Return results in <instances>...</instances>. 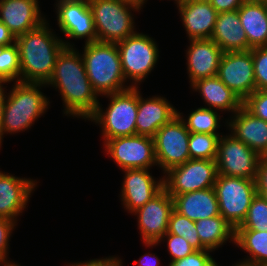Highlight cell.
Here are the masks:
<instances>
[{
    "instance_id": "obj_1",
    "label": "cell",
    "mask_w": 267,
    "mask_h": 266,
    "mask_svg": "<svg viewBox=\"0 0 267 266\" xmlns=\"http://www.w3.org/2000/svg\"><path fill=\"white\" fill-rule=\"evenodd\" d=\"M76 48L64 47L58 54L53 73L46 86L58 88L64 103V114L88 119L99 100L88 79L81 54Z\"/></svg>"
},
{
    "instance_id": "obj_2",
    "label": "cell",
    "mask_w": 267,
    "mask_h": 266,
    "mask_svg": "<svg viewBox=\"0 0 267 266\" xmlns=\"http://www.w3.org/2000/svg\"><path fill=\"white\" fill-rule=\"evenodd\" d=\"M48 21L15 39L20 65L21 82L46 84L52 76L58 54L64 47H74L59 39L49 29Z\"/></svg>"
},
{
    "instance_id": "obj_3",
    "label": "cell",
    "mask_w": 267,
    "mask_h": 266,
    "mask_svg": "<svg viewBox=\"0 0 267 266\" xmlns=\"http://www.w3.org/2000/svg\"><path fill=\"white\" fill-rule=\"evenodd\" d=\"M82 53L88 79L98 96L119 93L131 88V85H124L126 80L116 43H85Z\"/></svg>"
},
{
    "instance_id": "obj_4",
    "label": "cell",
    "mask_w": 267,
    "mask_h": 266,
    "mask_svg": "<svg viewBox=\"0 0 267 266\" xmlns=\"http://www.w3.org/2000/svg\"><path fill=\"white\" fill-rule=\"evenodd\" d=\"M42 83L15 82L6 93L3 109V133L14 134L29 129L48 109L49 100L40 91Z\"/></svg>"
},
{
    "instance_id": "obj_5",
    "label": "cell",
    "mask_w": 267,
    "mask_h": 266,
    "mask_svg": "<svg viewBox=\"0 0 267 266\" xmlns=\"http://www.w3.org/2000/svg\"><path fill=\"white\" fill-rule=\"evenodd\" d=\"M104 96L110 99L106 110L99 103L95 112L87 119L101 125L104 143L108 139L136 135L138 87Z\"/></svg>"
},
{
    "instance_id": "obj_6",
    "label": "cell",
    "mask_w": 267,
    "mask_h": 266,
    "mask_svg": "<svg viewBox=\"0 0 267 266\" xmlns=\"http://www.w3.org/2000/svg\"><path fill=\"white\" fill-rule=\"evenodd\" d=\"M88 2L97 41L118 43L136 33L131 11L139 12L140 8L119 0H88Z\"/></svg>"
},
{
    "instance_id": "obj_7",
    "label": "cell",
    "mask_w": 267,
    "mask_h": 266,
    "mask_svg": "<svg viewBox=\"0 0 267 266\" xmlns=\"http://www.w3.org/2000/svg\"><path fill=\"white\" fill-rule=\"evenodd\" d=\"M220 215L234 228L242 224L257 194L255 180L218 174L214 184Z\"/></svg>"
},
{
    "instance_id": "obj_8",
    "label": "cell",
    "mask_w": 267,
    "mask_h": 266,
    "mask_svg": "<svg viewBox=\"0 0 267 266\" xmlns=\"http://www.w3.org/2000/svg\"><path fill=\"white\" fill-rule=\"evenodd\" d=\"M116 45L125 80H132L131 87L137 88L157 63L159 57L157 43L149 35L136 32Z\"/></svg>"
},
{
    "instance_id": "obj_9",
    "label": "cell",
    "mask_w": 267,
    "mask_h": 266,
    "mask_svg": "<svg viewBox=\"0 0 267 266\" xmlns=\"http://www.w3.org/2000/svg\"><path fill=\"white\" fill-rule=\"evenodd\" d=\"M164 174V189L170 195H180L214 187L218 171L215 160L190 159Z\"/></svg>"
},
{
    "instance_id": "obj_10",
    "label": "cell",
    "mask_w": 267,
    "mask_h": 266,
    "mask_svg": "<svg viewBox=\"0 0 267 266\" xmlns=\"http://www.w3.org/2000/svg\"><path fill=\"white\" fill-rule=\"evenodd\" d=\"M189 137L190 132L179 115L156 132L153 137L155 158L164 173L190 160Z\"/></svg>"
},
{
    "instance_id": "obj_11",
    "label": "cell",
    "mask_w": 267,
    "mask_h": 266,
    "mask_svg": "<svg viewBox=\"0 0 267 266\" xmlns=\"http://www.w3.org/2000/svg\"><path fill=\"white\" fill-rule=\"evenodd\" d=\"M260 157L232 134L221 135L215 159L218 174L255 180Z\"/></svg>"
},
{
    "instance_id": "obj_12",
    "label": "cell",
    "mask_w": 267,
    "mask_h": 266,
    "mask_svg": "<svg viewBox=\"0 0 267 266\" xmlns=\"http://www.w3.org/2000/svg\"><path fill=\"white\" fill-rule=\"evenodd\" d=\"M106 154L120 169H149L157 165L153 137L133 135L108 139Z\"/></svg>"
},
{
    "instance_id": "obj_13",
    "label": "cell",
    "mask_w": 267,
    "mask_h": 266,
    "mask_svg": "<svg viewBox=\"0 0 267 266\" xmlns=\"http://www.w3.org/2000/svg\"><path fill=\"white\" fill-rule=\"evenodd\" d=\"M217 77L244 101L256 90L252 52H223Z\"/></svg>"
},
{
    "instance_id": "obj_14",
    "label": "cell",
    "mask_w": 267,
    "mask_h": 266,
    "mask_svg": "<svg viewBox=\"0 0 267 266\" xmlns=\"http://www.w3.org/2000/svg\"><path fill=\"white\" fill-rule=\"evenodd\" d=\"M173 210V198L163 188L144 206L132 213L138 217V229L143 243H158L161 240L167 233Z\"/></svg>"
},
{
    "instance_id": "obj_15",
    "label": "cell",
    "mask_w": 267,
    "mask_h": 266,
    "mask_svg": "<svg viewBox=\"0 0 267 266\" xmlns=\"http://www.w3.org/2000/svg\"><path fill=\"white\" fill-rule=\"evenodd\" d=\"M56 12L60 31L69 38L97 41L88 0H57Z\"/></svg>"
},
{
    "instance_id": "obj_16",
    "label": "cell",
    "mask_w": 267,
    "mask_h": 266,
    "mask_svg": "<svg viewBox=\"0 0 267 266\" xmlns=\"http://www.w3.org/2000/svg\"><path fill=\"white\" fill-rule=\"evenodd\" d=\"M122 182L121 201L129 213L144 206L163 188V177L158 181L151 175L149 169H125Z\"/></svg>"
},
{
    "instance_id": "obj_17",
    "label": "cell",
    "mask_w": 267,
    "mask_h": 266,
    "mask_svg": "<svg viewBox=\"0 0 267 266\" xmlns=\"http://www.w3.org/2000/svg\"><path fill=\"white\" fill-rule=\"evenodd\" d=\"M36 185V180L16 177L0 171V217L17 222Z\"/></svg>"
},
{
    "instance_id": "obj_18",
    "label": "cell",
    "mask_w": 267,
    "mask_h": 266,
    "mask_svg": "<svg viewBox=\"0 0 267 266\" xmlns=\"http://www.w3.org/2000/svg\"><path fill=\"white\" fill-rule=\"evenodd\" d=\"M186 54L191 85L197 80L217 76L223 51L212 39H190Z\"/></svg>"
},
{
    "instance_id": "obj_19",
    "label": "cell",
    "mask_w": 267,
    "mask_h": 266,
    "mask_svg": "<svg viewBox=\"0 0 267 266\" xmlns=\"http://www.w3.org/2000/svg\"><path fill=\"white\" fill-rule=\"evenodd\" d=\"M178 115L165 97L153 96L144 99L138 89V113L136 135L154 137L156 132Z\"/></svg>"
},
{
    "instance_id": "obj_20",
    "label": "cell",
    "mask_w": 267,
    "mask_h": 266,
    "mask_svg": "<svg viewBox=\"0 0 267 266\" xmlns=\"http://www.w3.org/2000/svg\"><path fill=\"white\" fill-rule=\"evenodd\" d=\"M38 3L36 0H1L0 22L17 38L46 21Z\"/></svg>"
},
{
    "instance_id": "obj_21",
    "label": "cell",
    "mask_w": 267,
    "mask_h": 266,
    "mask_svg": "<svg viewBox=\"0 0 267 266\" xmlns=\"http://www.w3.org/2000/svg\"><path fill=\"white\" fill-rule=\"evenodd\" d=\"M188 38L210 39L218 12L205 0H183L178 6Z\"/></svg>"
},
{
    "instance_id": "obj_22",
    "label": "cell",
    "mask_w": 267,
    "mask_h": 266,
    "mask_svg": "<svg viewBox=\"0 0 267 266\" xmlns=\"http://www.w3.org/2000/svg\"><path fill=\"white\" fill-rule=\"evenodd\" d=\"M231 134L256 151L267 154V122L253 116L243 106L226 122Z\"/></svg>"
},
{
    "instance_id": "obj_23",
    "label": "cell",
    "mask_w": 267,
    "mask_h": 266,
    "mask_svg": "<svg viewBox=\"0 0 267 266\" xmlns=\"http://www.w3.org/2000/svg\"><path fill=\"white\" fill-rule=\"evenodd\" d=\"M170 196L174 210L194 222L220 215L214 187Z\"/></svg>"
},
{
    "instance_id": "obj_24",
    "label": "cell",
    "mask_w": 267,
    "mask_h": 266,
    "mask_svg": "<svg viewBox=\"0 0 267 266\" xmlns=\"http://www.w3.org/2000/svg\"><path fill=\"white\" fill-rule=\"evenodd\" d=\"M223 52L247 51L248 39L238 10L218 13L211 38Z\"/></svg>"
},
{
    "instance_id": "obj_25",
    "label": "cell",
    "mask_w": 267,
    "mask_h": 266,
    "mask_svg": "<svg viewBox=\"0 0 267 266\" xmlns=\"http://www.w3.org/2000/svg\"><path fill=\"white\" fill-rule=\"evenodd\" d=\"M190 86L200 93L202 100L208 105L207 108L231 111L234 114L243 106V101L238 95L217 76L197 80Z\"/></svg>"
},
{
    "instance_id": "obj_26",
    "label": "cell",
    "mask_w": 267,
    "mask_h": 266,
    "mask_svg": "<svg viewBox=\"0 0 267 266\" xmlns=\"http://www.w3.org/2000/svg\"><path fill=\"white\" fill-rule=\"evenodd\" d=\"M248 39V50L267 46V8L265 2L245 1L238 9Z\"/></svg>"
},
{
    "instance_id": "obj_27",
    "label": "cell",
    "mask_w": 267,
    "mask_h": 266,
    "mask_svg": "<svg viewBox=\"0 0 267 266\" xmlns=\"http://www.w3.org/2000/svg\"><path fill=\"white\" fill-rule=\"evenodd\" d=\"M202 246L213 252L230 239L234 243L235 229L221 216L195 222Z\"/></svg>"
},
{
    "instance_id": "obj_28",
    "label": "cell",
    "mask_w": 267,
    "mask_h": 266,
    "mask_svg": "<svg viewBox=\"0 0 267 266\" xmlns=\"http://www.w3.org/2000/svg\"><path fill=\"white\" fill-rule=\"evenodd\" d=\"M234 244L249 253L246 260L267 264V231L235 230Z\"/></svg>"
},
{
    "instance_id": "obj_29",
    "label": "cell",
    "mask_w": 267,
    "mask_h": 266,
    "mask_svg": "<svg viewBox=\"0 0 267 266\" xmlns=\"http://www.w3.org/2000/svg\"><path fill=\"white\" fill-rule=\"evenodd\" d=\"M181 114L178 112L190 133L219 134L217 129L221 126L219 125L221 117L216 110L207 108V106L200 107L192 111L187 120Z\"/></svg>"
},
{
    "instance_id": "obj_30",
    "label": "cell",
    "mask_w": 267,
    "mask_h": 266,
    "mask_svg": "<svg viewBox=\"0 0 267 266\" xmlns=\"http://www.w3.org/2000/svg\"><path fill=\"white\" fill-rule=\"evenodd\" d=\"M220 134L190 133L188 148L190 159L215 160Z\"/></svg>"
},
{
    "instance_id": "obj_31",
    "label": "cell",
    "mask_w": 267,
    "mask_h": 266,
    "mask_svg": "<svg viewBox=\"0 0 267 266\" xmlns=\"http://www.w3.org/2000/svg\"><path fill=\"white\" fill-rule=\"evenodd\" d=\"M21 82V65L17 45L0 47V82Z\"/></svg>"
},
{
    "instance_id": "obj_32",
    "label": "cell",
    "mask_w": 267,
    "mask_h": 266,
    "mask_svg": "<svg viewBox=\"0 0 267 266\" xmlns=\"http://www.w3.org/2000/svg\"><path fill=\"white\" fill-rule=\"evenodd\" d=\"M167 233L185 238L195 250H205L199 239L195 222L175 210L171 213Z\"/></svg>"
},
{
    "instance_id": "obj_33",
    "label": "cell",
    "mask_w": 267,
    "mask_h": 266,
    "mask_svg": "<svg viewBox=\"0 0 267 266\" xmlns=\"http://www.w3.org/2000/svg\"><path fill=\"white\" fill-rule=\"evenodd\" d=\"M235 230L267 231V202L260 194L253 198L246 218Z\"/></svg>"
},
{
    "instance_id": "obj_34",
    "label": "cell",
    "mask_w": 267,
    "mask_h": 266,
    "mask_svg": "<svg viewBox=\"0 0 267 266\" xmlns=\"http://www.w3.org/2000/svg\"><path fill=\"white\" fill-rule=\"evenodd\" d=\"M163 239L167 241L168 251L172 257L169 265L172 262L182 259L196 251L185 238L170 233H166L158 243H144V245L151 248L162 241L164 242Z\"/></svg>"
},
{
    "instance_id": "obj_35",
    "label": "cell",
    "mask_w": 267,
    "mask_h": 266,
    "mask_svg": "<svg viewBox=\"0 0 267 266\" xmlns=\"http://www.w3.org/2000/svg\"><path fill=\"white\" fill-rule=\"evenodd\" d=\"M254 66L256 90H267V46L250 50Z\"/></svg>"
},
{
    "instance_id": "obj_36",
    "label": "cell",
    "mask_w": 267,
    "mask_h": 266,
    "mask_svg": "<svg viewBox=\"0 0 267 266\" xmlns=\"http://www.w3.org/2000/svg\"><path fill=\"white\" fill-rule=\"evenodd\" d=\"M243 107L253 116L267 122V90H255L243 101Z\"/></svg>"
},
{
    "instance_id": "obj_37",
    "label": "cell",
    "mask_w": 267,
    "mask_h": 266,
    "mask_svg": "<svg viewBox=\"0 0 267 266\" xmlns=\"http://www.w3.org/2000/svg\"><path fill=\"white\" fill-rule=\"evenodd\" d=\"M210 250H196L192 254L172 262L168 266H219L210 255Z\"/></svg>"
},
{
    "instance_id": "obj_38",
    "label": "cell",
    "mask_w": 267,
    "mask_h": 266,
    "mask_svg": "<svg viewBox=\"0 0 267 266\" xmlns=\"http://www.w3.org/2000/svg\"><path fill=\"white\" fill-rule=\"evenodd\" d=\"M17 225V222L0 217V265L12 263L7 261V252L9 249V238L11 237L14 227Z\"/></svg>"
},
{
    "instance_id": "obj_39",
    "label": "cell",
    "mask_w": 267,
    "mask_h": 266,
    "mask_svg": "<svg viewBox=\"0 0 267 266\" xmlns=\"http://www.w3.org/2000/svg\"><path fill=\"white\" fill-rule=\"evenodd\" d=\"M218 13L238 10L246 0H208Z\"/></svg>"
},
{
    "instance_id": "obj_40",
    "label": "cell",
    "mask_w": 267,
    "mask_h": 266,
    "mask_svg": "<svg viewBox=\"0 0 267 266\" xmlns=\"http://www.w3.org/2000/svg\"><path fill=\"white\" fill-rule=\"evenodd\" d=\"M121 259L118 257H106L104 259H92L88 261L70 263L67 266H115Z\"/></svg>"
},
{
    "instance_id": "obj_41",
    "label": "cell",
    "mask_w": 267,
    "mask_h": 266,
    "mask_svg": "<svg viewBox=\"0 0 267 266\" xmlns=\"http://www.w3.org/2000/svg\"><path fill=\"white\" fill-rule=\"evenodd\" d=\"M255 182L256 186H267V155L260 157Z\"/></svg>"
},
{
    "instance_id": "obj_42",
    "label": "cell",
    "mask_w": 267,
    "mask_h": 266,
    "mask_svg": "<svg viewBox=\"0 0 267 266\" xmlns=\"http://www.w3.org/2000/svg\"><path fill=\"white\" fill-rule=\"evenodd\" d=\"M15 39V36L10 32L7 26L0 22V47L13 45Z\"/></svg>"
},
{
    "instance_id": "obj_43",
    "label": "cell",
    "mask_w": 267,
    "mask_h": 266,
    "mask_svg": "<svg viewBox=\"0 0 267 266\" xmlns=\"http://www.w3.org/2000/svg\"><path fill=\"white\" fill-rule=\"evenodd\" d=\"M134 263L139 264L138 266H159L160 260L155 254L146 253L140 257L139 261L135 260Z\"/></svg>"
},
{
    "instance_id": "obj_44",
    "label": "cell",
    "mask_w": 267,
    "mask_h": 266,
    "mask_svg": "<svg viewBox=\"0 0 267 266\" xmlns=\"http://www.w3.org/2000/svg\"><path fill=\"white\" fill-rule=\"evenodd\" d=\"M3 84H6V83H1L0 82V148L2 146V138H3V126H2V120H3V109H4V104H5V98H6V94L7 93L4 89L5 86H3Z\"/></svg>"
},
{
    "instance_id": "obj_45",
    "label": "cell",
    "mask_w": 267,
    "mask_h": 266,
    "mask_svg": "<svg viewBox=\"0 0 267 266\" xmlns=\"http://www.w3.org/2000/svg\"><path fill=\"white\" fill-rule=\"evenodd\" d=\"M119 1H123V2H126L128 4H132V5H135L136 7L138 8H142L144 3H145V0H119Z\"/></svg>"
},
{
    "instance_id": "obj_46",
    "label": "cell",
    "mask_w": 267,
    "mask_h": 266,
    "mask_svg": "<svg viewBox=\"0 0 267 266\" xmlns=\"http://www.w3.org/2000/svg\"><path fill=\"white\" fill-rule=\"evenodd\" d=\"M257 194H260L263 199L267 202V186H256Z\"/></svg>"
},
{
    "instance_id": "obj_47",
    "label": "cell",
    "mask_w": 267,
    "mask_h": 266,
    "mask_svg": "<svg viewBox=\"0 0 267 266\" xmlns=\"http://www.w3.org/2000/svg\"><path fill=\"white\" fill-rule=\"evenodd\" d=\"M233 266H261L253 261H249V260H246L244 258L243 261H240V262H237V264L233 265Z\"/></svg>"
},
{
    "instance_id": "obj_48",
    "label": "cell",
    "mask_w": 267,
    "mask_h": 266,
    "mask_svg": "<svg viewBox=\"0 0 267 266\" xmlns=\"http://www.w3.org/2000/svg\"><path fill=\"white\" fill-rule=\"evenodd\" d=\"M1 266H20V265L15 264V262H14V263L3 264Z\"/></svg>"
},
{
    "instance_id": "obj_49",
    "label": "cell",
    "mask_w": 267,
    "mask_h": 266,
    "mask_svg": "<svg viewBox=\"0 0 267 266\" xmlns=\"http://www.w3.org/2000/svg\"><path fill=\"white\" fill-rule=\"evenodd\" d=\"M246 1L266 2L267 0H246Z\"/></svg>"
},
{
    "instance_id": "obj_50",
    "label": "cell",
    "mask_w": 267,
    "mask_h": 266,
    "mask_svg": "<svg viewBox=\"0 0 267 266\" xmlns=\"http://www.w3.org/2000/svg\"><path fill=\"white\" fill-rule=\"evenodd\" d=\"M146 1V0H145ZM183 0H175L177 6L182 2Z\"/></svg>"
},
{
    "instance_id": "obj_51",
    "label": "cell",
    "mask_w": 267,
    "mask_h": 266,
    "mask_svg": "<svg viewBox=\"0 0 267 266\" xmlns=\"http://www.w3.org/2000/svg\"><path fill=\"white\" fill-rule=\"evenodd\" d=\"M115 266H123L122 265V260H120Z\"/></svg>"
},
{
    "instance_id": "obj_52",
    "label": "cell",
    "mask_w": 267,
    "mask_h": 266,
    "mask_svg": "<svg viewBox=\"0 0 267 266\" xmlns=\"http://www.w3.org/2000/svg\"><path fill=\"white\" fill-rule=\"evenodd\" d=\"M1 11H2V6H1V0H0V20H1Z\"/></svg>"
}]
</instances>
